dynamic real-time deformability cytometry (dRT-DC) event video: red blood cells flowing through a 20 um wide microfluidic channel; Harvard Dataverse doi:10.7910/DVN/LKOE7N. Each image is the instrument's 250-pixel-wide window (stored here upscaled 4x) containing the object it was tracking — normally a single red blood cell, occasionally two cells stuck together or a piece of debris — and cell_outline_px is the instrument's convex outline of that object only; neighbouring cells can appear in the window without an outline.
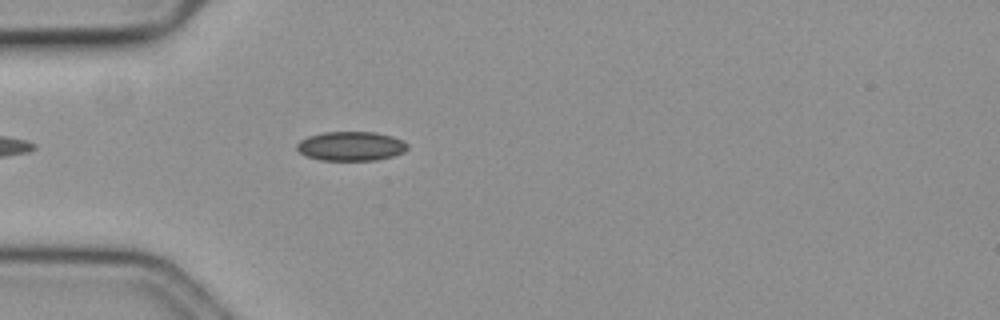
{"species": "common noctule bat (a hibernating species)", "species_latin": "Nyctalus noctula", "temperature_condition": "cold", "stored_images_in_passage": 7, "camera_frame_rate_fps": 3000, "um_per_image_px": 0.085, "animal": {"sex": "female", "body_mass_g": 19.3, "forearm_length_mm": 54.1}, "frame": {"image": 1, "passage_image": 3, "time_ms": 0.667, "image_size_px": [1000, 320], "cell_outline_px": [[408, 148], [404, 152], [392, 156], [376, 160], [320, 160], [304, 156], [296, 148], [296, 144], [300, 140], [308, 136], [324, 132], [376, 132], [392, 136], [404, 140], [408, 144]], "centroid_in_image_um": [29.83, 12.42], "position_along_channel_um": 55.2, "area_um2": 19.02}}